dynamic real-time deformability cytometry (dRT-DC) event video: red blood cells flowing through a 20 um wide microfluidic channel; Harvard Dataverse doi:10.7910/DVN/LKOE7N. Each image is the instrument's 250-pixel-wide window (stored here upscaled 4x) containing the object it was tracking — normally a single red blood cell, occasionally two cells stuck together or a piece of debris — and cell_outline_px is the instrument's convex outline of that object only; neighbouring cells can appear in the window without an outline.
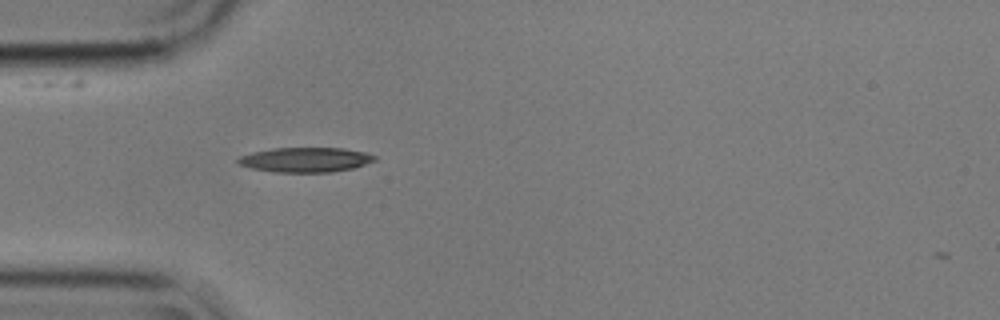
{"species": "common noctule bat (a hibernating species)", "species_latin": "Nyctalus noctula", "temperature_condition": "cold", "stored_images_in_passage": 2, "camera_frame_rate_fps": 3000, "um_per_image_px": 0.085, "animal": {"sex": "male", "body_mass_g": 17.9}, "frame": {"image": 1, "passage_image": 1, "time_ms": 0.0, "image_size_px": [1000, 320], "cell_outline_px": [[376, 160], [352, 168], [332, 172], [272, 172], [252, 168], [236, 164], [236, 160], [240, 156], [252, 152], [272, 148], [344, 148], [368, 152], [376, 156]], "centroid_in_image_um": [25.95, 13.57], "position_along_channel_um": 59.1, "area_um2": 19.83}}